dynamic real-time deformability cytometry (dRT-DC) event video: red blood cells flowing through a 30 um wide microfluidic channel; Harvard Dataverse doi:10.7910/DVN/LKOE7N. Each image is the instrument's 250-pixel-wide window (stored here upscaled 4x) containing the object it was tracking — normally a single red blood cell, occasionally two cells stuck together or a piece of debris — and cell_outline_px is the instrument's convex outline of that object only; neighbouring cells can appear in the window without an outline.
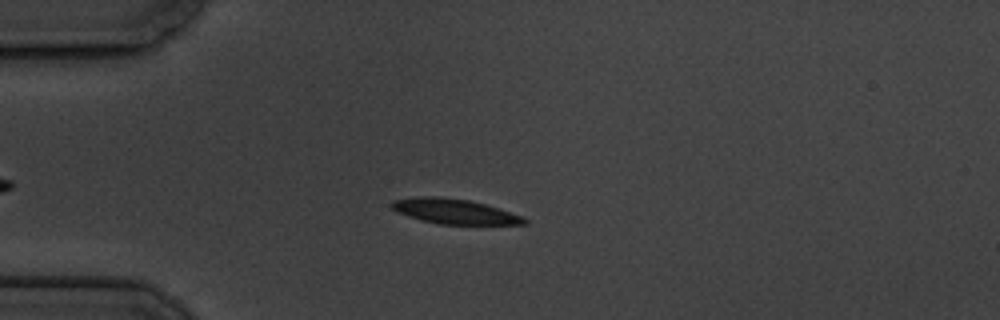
{"species": "common noctule bat (a hibernating species)", "species_latin": "Nyctalus noctula", "temperature_condition": "cold", "stored_images_in_passage": 5, "camera_frame_rate_fps": 3000, "um_per_image_px": 0.085, "animal": {"sex": "male", "body_mass_g": 19.5, "forearm_length_mm": 54.6}, "frame": {"image": 1, "passage_image": 3, "time_ms": 2.667, "image_size_px": [1000, 320], "cell_outline_px": [[528, 224], [440, 224], [420, 220], [396, 212], [388, 204], [392, 200], [416, 196], [440, 196], [468, 200], [484, 204], [524, 216], [528, 220]], "centroid_in_image_um": [38.58, 17.96], "position_along_channel_um": 46.4, "area_um2": 19.42}}